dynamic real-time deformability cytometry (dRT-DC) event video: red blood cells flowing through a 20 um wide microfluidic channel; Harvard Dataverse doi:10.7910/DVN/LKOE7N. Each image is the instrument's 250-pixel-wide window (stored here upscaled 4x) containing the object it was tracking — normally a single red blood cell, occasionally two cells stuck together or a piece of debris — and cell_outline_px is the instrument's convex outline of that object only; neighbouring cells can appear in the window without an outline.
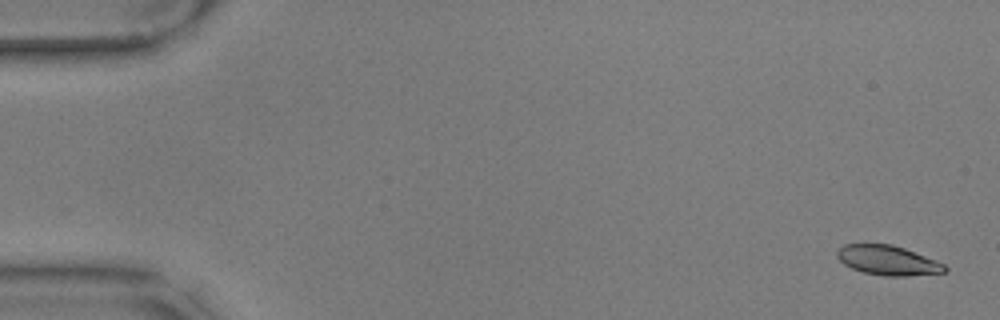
{"species": "common noctule bat (a hibernating species)", "species_latin": "Nyctalus noctula", "temperature_condition": "warm", "stored_images_in_passage": 58, "camera_frame_rate_fps": 3000, "um_per_image_px": 0.085, "animal": {"sex": "male", "body_mass_g": 17.9, "forearm_length_mm": 54.2}, "frame": {"image": 1, "passage_image": 2, "time_ms": 0.333, "image_size_px": [1000, 320], "cell_outline_px": [[948, 268], [944, 272], [908, 276], [884, 276], [864, 272], [852, 268], [844, 264], [836, 256], [836, 252], [844, 244], [892, 244], [904, 248], [936, 260], [944, 264]], "centroid_in_image_um": [75.46, 22.13], "position_along_channel_um": 9.5, "area_um2": 18.5}}
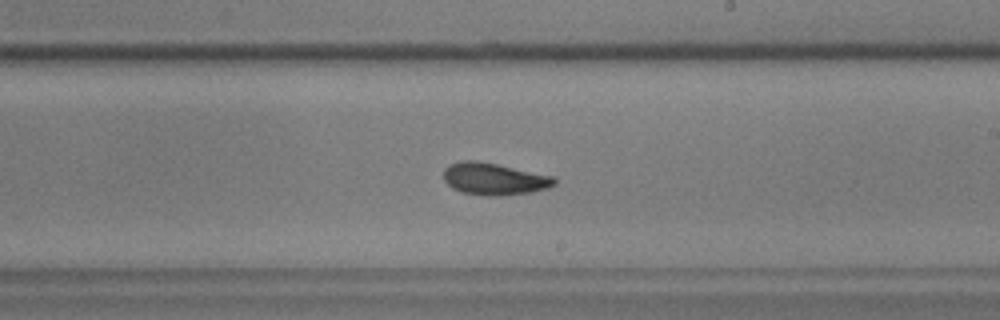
{"frame": {"image": 2, "passage_image": 34, "time_ms": 11.0, "image_size_px": [1000, 320], "cell_outline_px": [[556, 184], [548, 188], [532, 192], [500, 196], [484, 196], [460, 192], [452, 188], [444, 180], [444, 168], [448, 164], [460, 160], [476, 160], [556, 176]], "centroid_in_image_um": [42.0, 15.21], "position_along_channel_um": 247.0, "area_um2": 21.04}}
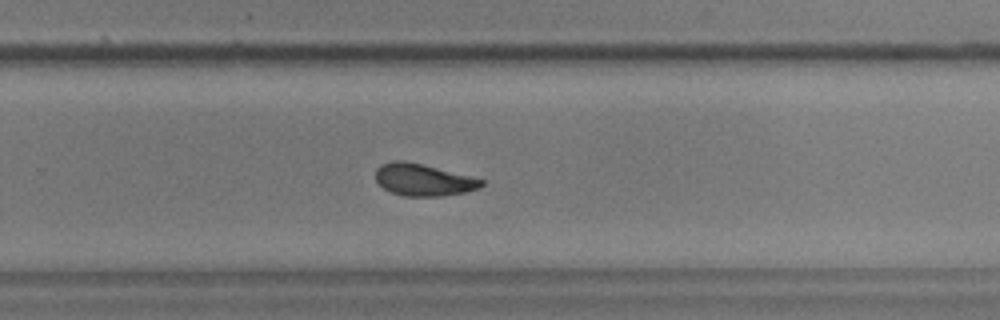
{"frame": {"image": 3, "passage_image": 38, "time_ms": 12.333, "image_size_px": [1000, 320], "cell_outline_px": [[484, 184], [480, 188], [464, 192], [444, 196], [404, 196], [392, 192], [384, 188], [376, 180], [376, 168], [380, 164], [392, 160], [404, 160], [484, 180]], "centroid_in_image_um": [35.95, 15.29], "position_along_channel_um": 293.9, "area_um2": 19.48}, "authors_computed_cell_mechanics": {"area_um2": 19.8832, "velocity_mm_per_s": 3.5182, "shape_relaxation_time_tau1_ms": 2.8745, "shape_relaxation_time_tau2_ms": 2.5492, "deformation_change_tau1": 0.1355, "deformation_change_tau2": 0.091}}